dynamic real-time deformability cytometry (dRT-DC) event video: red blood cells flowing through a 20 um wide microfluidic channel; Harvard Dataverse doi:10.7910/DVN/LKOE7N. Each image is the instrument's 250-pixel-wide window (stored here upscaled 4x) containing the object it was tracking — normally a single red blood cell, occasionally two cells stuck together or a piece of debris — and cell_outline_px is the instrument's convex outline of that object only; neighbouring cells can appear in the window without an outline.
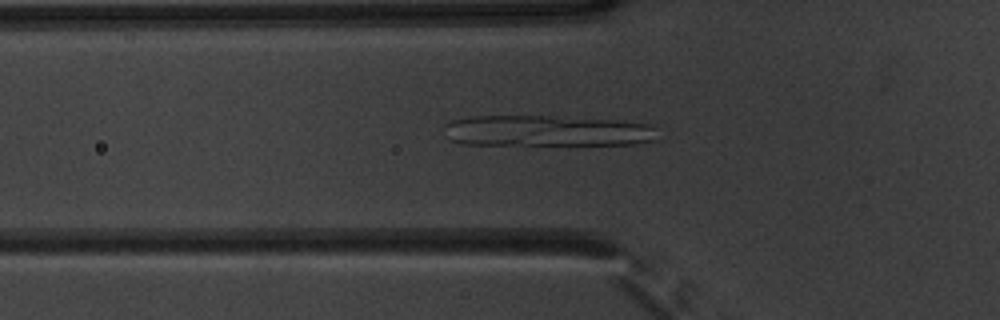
{"species": "common noctule bat (a hibernating species)", "species_latin": "Nyctalus noctula", "temperature_condition": "warm", "stored_images_in_passage": 53, "camera_frame_rate_fps": 3000, "um_per_image_px": 0.085, "animal": {"sex": "male", "body_mass_g": 20.1, "forearm_length_mm": 53.5}, "frame": {"image": 1, "passage_image": 19, "time_ms": 6.0, "image_size_px": [1000, 320], "cell_outline_px": [[656, 128], [652, 140], [636, 144], [460, 144], [452, 140], [444, 124], [452, 120], [472, 116], [548, 116], [616, 120], [652, 124]], "centroid_in_image_um": [46.49, 11.11], "position_along_channel_um": 79.3, "area_um2": 38.09}}
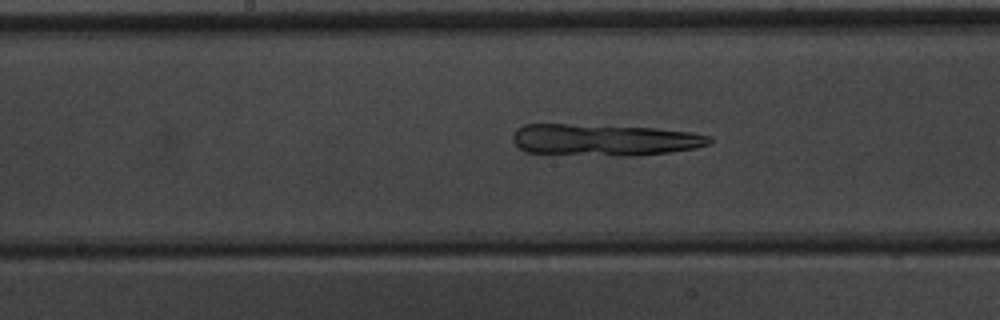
{"frame": {"image": 2, "passage_image": 28, "time_ms": 9.0, "image_size_px": [1000, 320], "cell_outline_px": [[712, 144], [696, 148], [668, 152], [636, 156], [616, 156], [524, 152], [512, 140], [512, 136], [516, 128], [524, 124], [568, 124], [656, 128], [692, 132], [712, 136]], "centroid_in_image_um": [51.39, 11.89], "position_along_channel_um": 196.8, "area_um2": 36.59}}
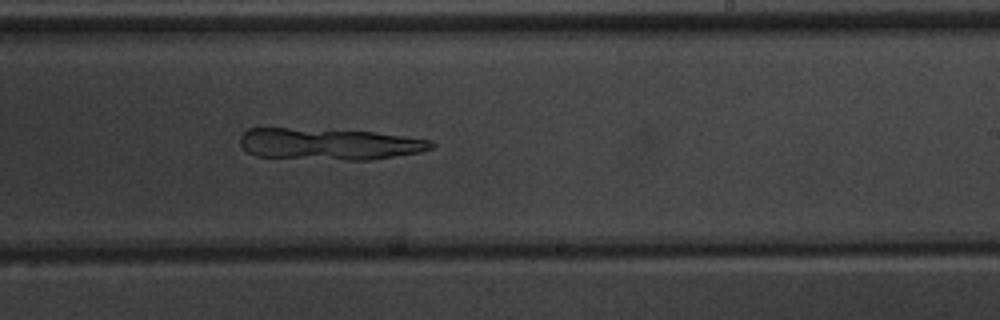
{"frame": {"image": 3, "passage_image": 33, "time_ms": 10.667, "image_size_px": [1000, 320], "cell_outline_px": [[436, 144], [432, 148], [420, 152], [372, 160], [344, 160], [256, 156], [248, 152], [240, 144], [240, 136], [248, 128], [288, 128], [376, 132], [432, 140]], "centroid_in_image_um": [28.0, 12.24], "position_along_channel_um": 261.0, "area_um2": 35.2}}